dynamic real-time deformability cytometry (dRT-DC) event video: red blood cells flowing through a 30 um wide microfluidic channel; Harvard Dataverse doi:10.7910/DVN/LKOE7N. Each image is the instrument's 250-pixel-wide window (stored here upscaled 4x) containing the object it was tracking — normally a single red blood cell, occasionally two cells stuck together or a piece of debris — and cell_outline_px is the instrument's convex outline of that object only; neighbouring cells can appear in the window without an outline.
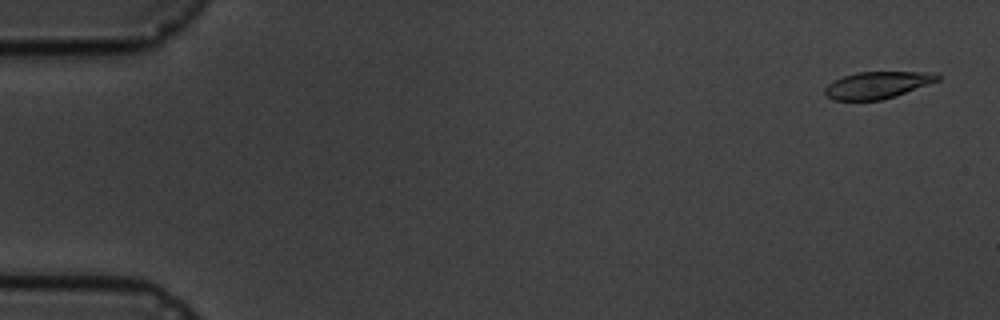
{"species": "common noctule bat (a hibernating species)", "species_latin": "Nyctalus noctula", "temperature_condition": "cold", "stored_images_in_passage": 6, "camera_frame_rate_fps": 3000, "um_per_image_px": 0.085, "animal": {"sex": "male", "body_mass_g": 19.5, "forearm_length_mm": 54.6}, "frame": {"image": 1, "passage_image": 1, "time_ms": 0.0, "image_size_px": [1000, 320], "cell_outline_px": [[940, 80], [896, 96], [880, 100], [832, 100], [824, 92], [824, 88], [828, 84], [844, 76], [856, 72], [928, 72], [940, 76]], "centroid_in_image_um": [74.57, 7.23], "position_along_channel_um": 10.4, "area_um2": 17.51}}
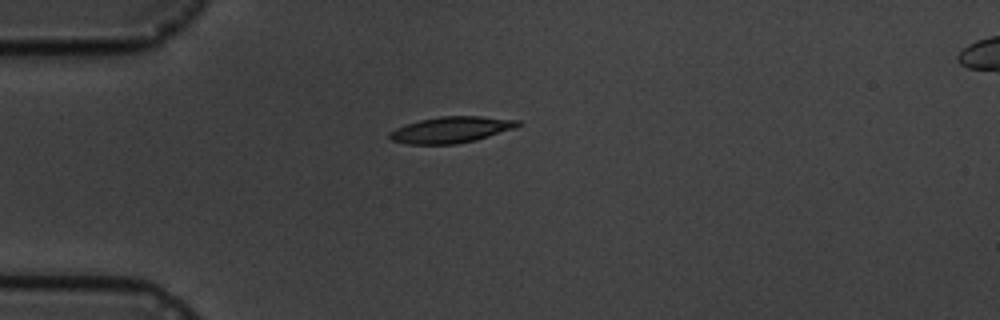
{"frame": {"image": 2, "passage_image": 4, "time_ms": 4.333, "image_size_px": [1000, 320], "cell_outline_px": [[520, 124], [516, 128], [476, 140], [456, 144], [408, 144], [392, 140], [388, 136], [396, 128], [420, 120], [440, 116], [480, 116], [520, 120]], "centroid_in_image_um": [38.39, 11.03], "position_along_channel_um": 46.6, "area_um2": 19.42}}
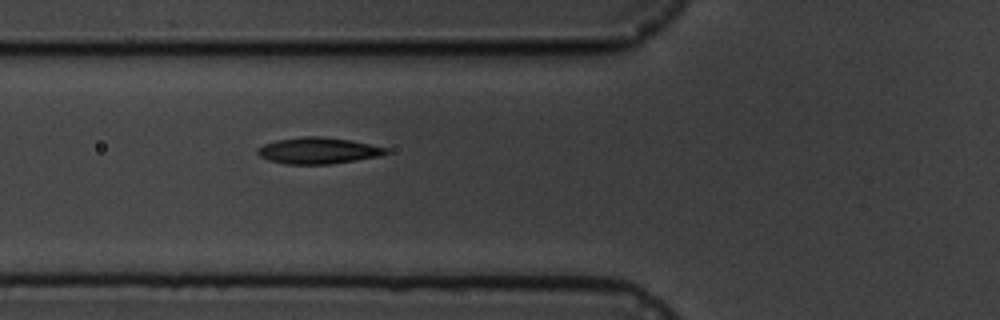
{"frame": {"image": 3, "passage_image": 6, "time_ms": 6.333, "image_size_px": [1000, 320], "cell_outline_px": [[388, 152], [380, 156], [332, 164], [284, 164], [268, 160], [260, 156], [256, 152], [256, 148], [264, 144], [276, 140], [304, 136], [320, 136], [352, 140], [388, 148]], "centroid_in_image_um": [27.02, 12.8], "position_along_channel_um": 98.8, "area_um2": 19.83}}